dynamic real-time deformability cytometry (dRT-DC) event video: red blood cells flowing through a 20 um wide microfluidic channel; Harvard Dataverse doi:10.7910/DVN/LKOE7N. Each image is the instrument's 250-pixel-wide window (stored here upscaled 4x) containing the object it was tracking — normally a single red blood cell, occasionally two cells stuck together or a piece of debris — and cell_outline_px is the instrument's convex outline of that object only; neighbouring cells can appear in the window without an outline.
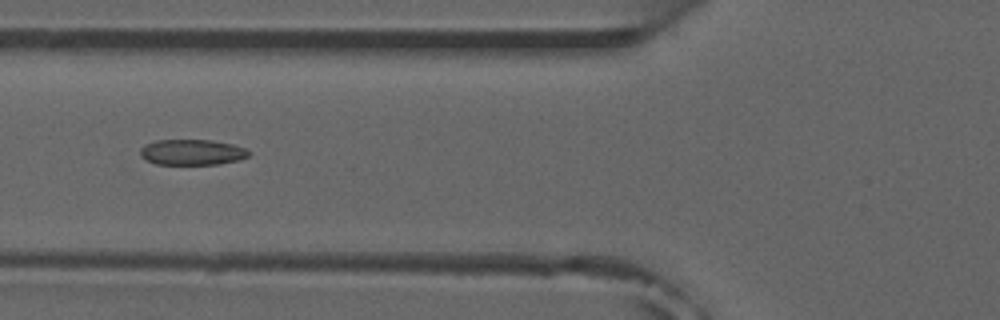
{"species": "common noctule bat (a hibernating species)", "species_latin": "Nyctalus noctula", "temperature_condition": "room temperature", "stored_images_in_passage": 47, "camera_frame_rate_fps": 3000, "um_per_image_px": 0.085, "animal": {"sex": "male", "forearm_length_mm": 52.5}, "frame": {"image": 1, "passage_image": 14, "time_ms": 4.333, "image_size_px": [1000, 320], "cell_outline_px": [[248, 156], [240, 160], [220, 164], [156, 164], [140, 156], [140, 148], [144, 144], [156, 140], [208, 140], [232, 144], [244, 148], [248, 152]], "centroid_in_image_um": [16.29, 12.94], "position_along_channel_um": 109.5, "area_um2": 16.13}}